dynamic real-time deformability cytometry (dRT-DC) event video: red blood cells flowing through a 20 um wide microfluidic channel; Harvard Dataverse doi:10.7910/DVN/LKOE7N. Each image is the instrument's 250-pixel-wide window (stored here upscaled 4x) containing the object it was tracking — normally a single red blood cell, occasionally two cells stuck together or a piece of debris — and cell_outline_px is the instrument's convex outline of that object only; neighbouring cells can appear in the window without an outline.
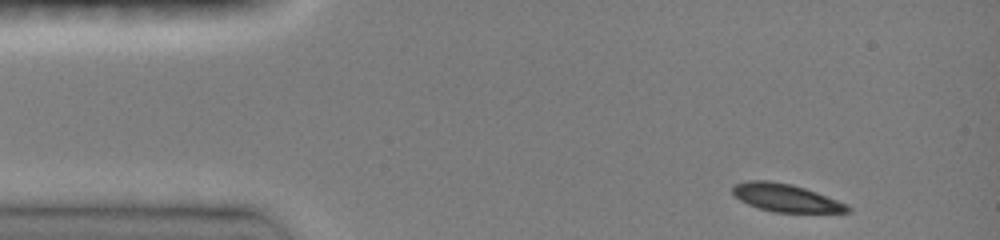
{"species": "common noctule bat (a hibernating species)", "species_latin": "Nyctalus noctula", "temperature_condition": "room temperature", "stored_images_in_passage": 18, "camera_frame_rate_fps": 3000, "um_per_image_px": 0.085, "animal": {"sex": "female", "body_mass_g": 19.0, "forearm_length_mm": 51.5}, "frame": {"image": 1, "passage_image": 1, "time_ms": 0.0, "image_size_px": [1000, 240], "cell_outline_px": [[852, 212], [772, 212], [748, 204], [740, 200], [732, 192], [732, 184], [748, 180], [768, 180], [792, 184], [816, 192], [848, 204], [852, 208]], "centroid_in_image_um": [66.79, 16.8], "position_along_channel_um": 18.2, "area_um2": 18.67}}
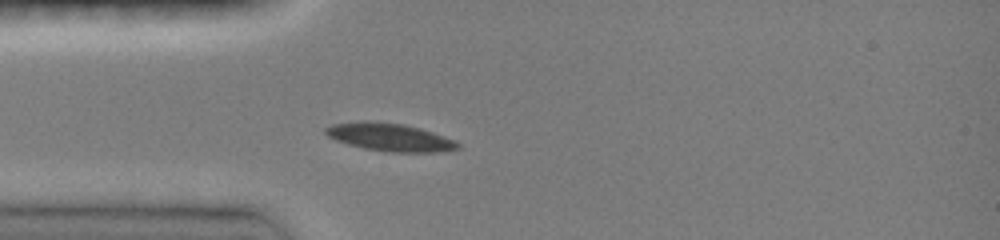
{"frame": {"image": 2, "passage_image": 10, "time_ms": 2.667, "image_size_px": [1000, 240], "cell_outline_px": [[460, 148], [440, 152], [392, 152], [364, 148], [348, 144], [336, 140], [328, 136], [324, 132], [324, 128], [332, 124], [360, 120], [368, 120], [404, 124], [420, 128], [456, 140], [460, 144]], "centroid_in_image_um": [33.13, 11.65], "position_along_channel_um": 51.9, "area_um2": 21.62}}
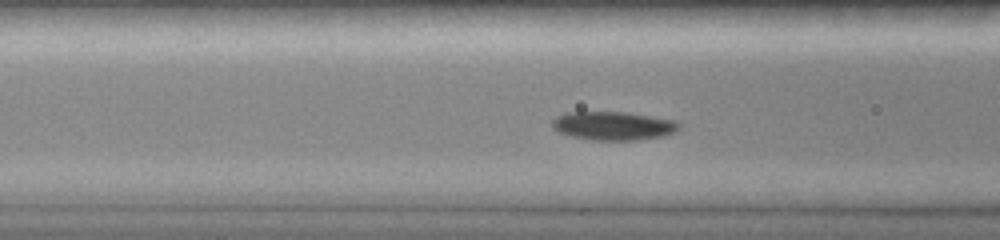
{"frame": {"image": 3, "passage_image": 14, "time_ms": 4.333, "image_size_px": [1000, 240], "cell_outline_px": [[680, 128], [664, 136], [640, 140], [592, 140], [572, 136], [560, 132], [552, 128], [552, 120], [556, 116], [564, 112], [624, 112], [676, 120], [680, 124]], "centroid_in_image_um": [52.12, 10.69], "position_along_channel_um": 114.5, "area_um2": 21.15}}